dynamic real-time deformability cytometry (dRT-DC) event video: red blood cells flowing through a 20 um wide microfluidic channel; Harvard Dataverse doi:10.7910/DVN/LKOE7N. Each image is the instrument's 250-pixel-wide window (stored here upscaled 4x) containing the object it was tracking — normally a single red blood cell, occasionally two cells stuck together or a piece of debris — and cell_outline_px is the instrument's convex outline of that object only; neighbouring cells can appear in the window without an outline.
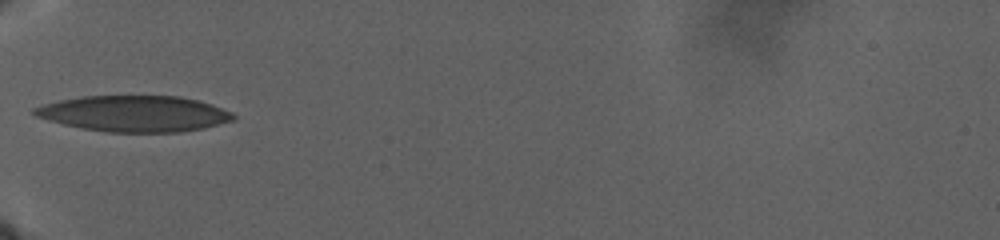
{"species": "human", "species_latin": "Homo sapiens", "temperature_condition": "warm", "stored_images_in_passage": 6, "camera_frame_rate_fps": 3000, "um_per_image_px": 0.085, "donor": {"sex": "male"}, "frame": {"image": 1, "passage_image": 1, "time_ms": 0.0, "image_size_px": [1000, 240], "cell_outline_px": [[236, 116], [232, 120], [204, 128], [180, 132], [108, 132], [80, 128], [48, 120], [36, 116], [32, 112], [32, 108], [44, 104], [60, 100], [80, 96], [180, 96], [212, 104], [232, 112]], "centroid_in_image_um": [11.4, 9.66], "position_along_channel_um": 73.6, "area_um2": 41.67}}
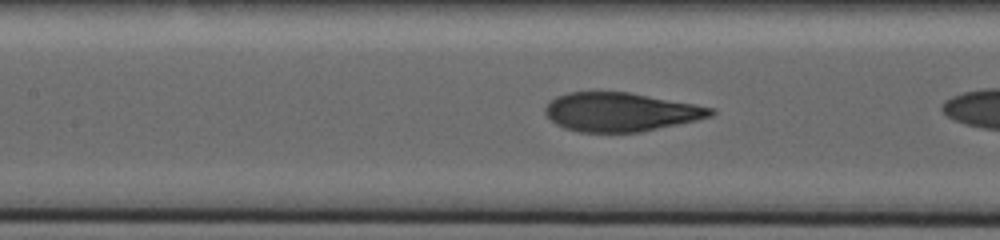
{"frame": {"image": 2, "passage_image": 5, "time_ms": 2.667, "image_size_px": [1000, 240], "cell_outline_px": [[716, 112], [712, 116], [696, 120], [640, 132], [580, 132], [564, 128], [556, 124], [544, 112], [544, 108], [556, 96], [568, 92], [628, 92], [696, 104], [716, 108]], "centroid_in_image_um": [52.77, 9.52], "position_along_channel_um": 154.6, "area_um2": 37.34}}